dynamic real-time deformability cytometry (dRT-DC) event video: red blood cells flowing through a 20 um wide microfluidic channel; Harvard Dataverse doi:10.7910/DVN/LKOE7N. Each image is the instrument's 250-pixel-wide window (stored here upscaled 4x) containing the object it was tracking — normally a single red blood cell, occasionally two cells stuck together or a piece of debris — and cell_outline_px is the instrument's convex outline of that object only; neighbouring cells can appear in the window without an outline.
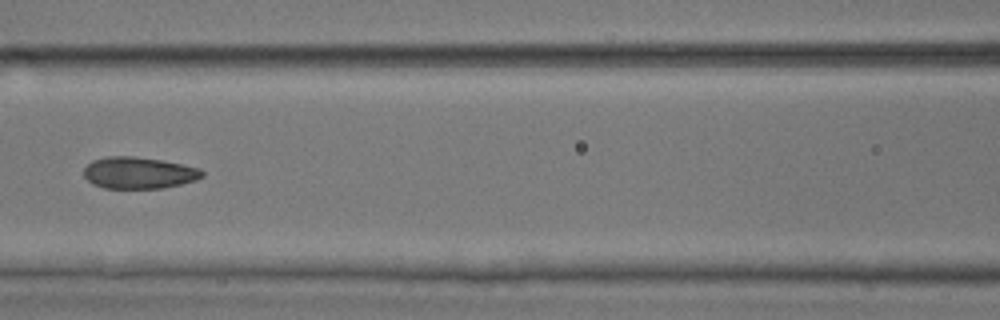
{"species": "common noctule bat (a hibernating species)", "species_latin": "Nyctalus noctula", "temperature_condition": "room temperature", "stored_images_in_passage": 6, "camera_frame_rate_fps": 3000, "um_per_image_px": 0.085, "animal": {"sex": "male", "body_mass_g": 17.9, "forearm_length_mm": 54.2}, "frame": {"image": 1, "passage_image": 5, "time_ms": 1.333, "image_size_px": [1000, 320], "cell_outline_px": [[204, 176], [196, 180], [164, 188], [104, 188], [92, 184], [84, 176], [84, 168], [92, 160], [108, 156], [132, 156], [160, 160], [200, 168], [204, 172]], "centroid_in_image_um": [11.79, 14.69], "position_along_channel_um": 154.8, "area_um2": 21.79}}
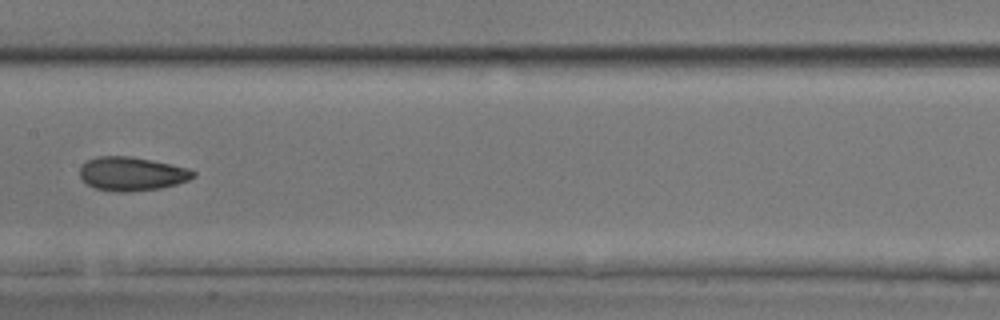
{"frame": {"image": 2, "passage_image": 6, "time_ms": 1.667, "image_size_px": [1000, 320], "cell_outline_px": [[196, 176], [188, 180], [176, 184], [160, 188], [128, 192], [116, 192], [96, 188], [88, 184], [80, 176], [80, 168], [88, 160], [96, 156], [132, 156], [172, 164], [188, 168], [196, 172]], "centroid_in_image_um": [11.23, 14.77], "position_along_channel_um": 196.2, "area_um2": 22.31}}